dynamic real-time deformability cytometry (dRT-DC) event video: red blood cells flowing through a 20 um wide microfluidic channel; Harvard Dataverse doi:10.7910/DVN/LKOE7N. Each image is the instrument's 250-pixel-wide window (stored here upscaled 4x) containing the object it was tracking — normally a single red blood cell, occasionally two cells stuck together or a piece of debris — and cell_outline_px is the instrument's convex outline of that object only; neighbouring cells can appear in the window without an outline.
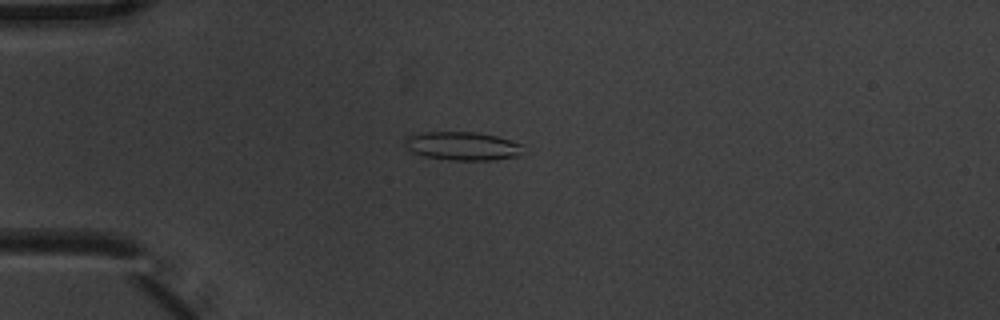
{"species": "common noctule bat (a hibernating species)", "species_latin": "Nyctalus noctula", "temperature_condition": "warm", "stored_images_in_passage": 4, "camera_frame_rate_fps": 3000, "um_per_image_px": 0.085, "animal": {"sex": "male", "body_mass_g": 20.1, "forearm_length_mm": 53.5}, "frame": {"image": 1, "passage_image": 4, "time_ms": 1.0, "image_size_px": [1000, 320], "cell_outline_px": [[524, 144], [516, 156], [492, 160], [448, 160], [424, 156], [412, 152], [404, 144], [404, 136], [424, 132], [476, 132], [496, 136]], "centroid_in_image_um": [39.25, 12.4], "position_along_channel_um": 45.7, "area_um2": 19.59}}